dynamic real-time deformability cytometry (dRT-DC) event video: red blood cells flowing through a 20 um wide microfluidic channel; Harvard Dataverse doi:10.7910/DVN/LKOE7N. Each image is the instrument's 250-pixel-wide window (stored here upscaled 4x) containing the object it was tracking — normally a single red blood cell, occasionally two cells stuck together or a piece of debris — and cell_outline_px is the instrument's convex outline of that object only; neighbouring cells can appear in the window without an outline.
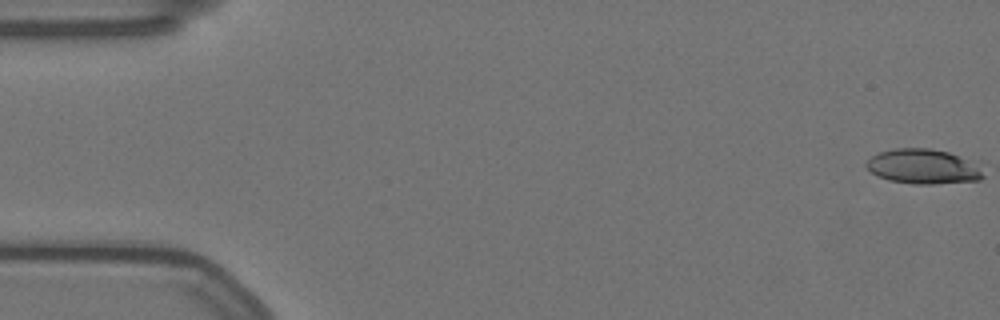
{"species": "Egyptian fruit bat (a non-hibernating species)", "species_latin": "Rousettus aegyptiacus", "temperature_condition": "warm", "stored_images_in_passage": 58, "camera_frame_rate_fps": 3000, "um_per_image_px": 0.085, "animal": {"sex": "female"}, "frame": {"image": 1, "passage_image": 1, "time_ms": 0.0, "image_size_px": [1000, 320], "cell_outline_px": [[984, 176], [980, 180], [932, 184], [916, 184], [888, 180], [876, 176], [864, 164], [872, 156], [880, 152], [892, 148], [928, 148], [948, 152], [980, 160]], "centroid_in_image_um": [78.56, 14.14], "position_along_channel_um": 6.4, "area_um2": 24.28}}
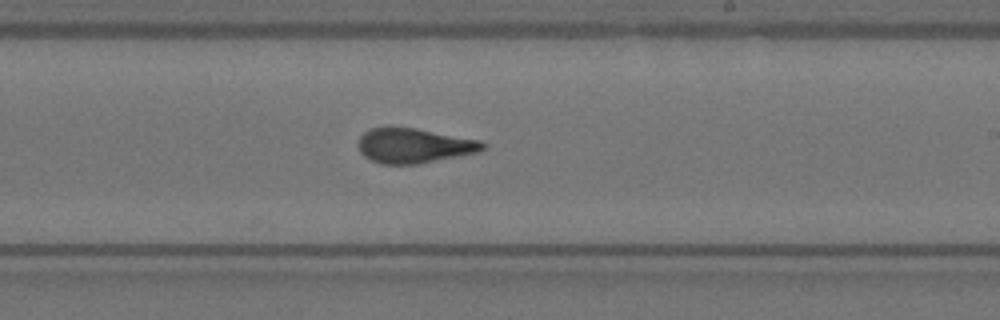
{"frame": {"image": 2, "passage_image": 34, "time_ms": 11.0, "image_size_px": [1000, 320], "cell_outline_px": [[488, 148], [476, 152], [416, 164], [380, 164], [364, 156], [360, 152], [356, 144], [360, 136], [364, 132], [372, 128], [388, 124], [392, 124], [416, 128], [480, 140]], "centroid_in_image_um": [35.11, 12.34], "position_along_channel_um": 253.9, "area_um2": 25.66}}
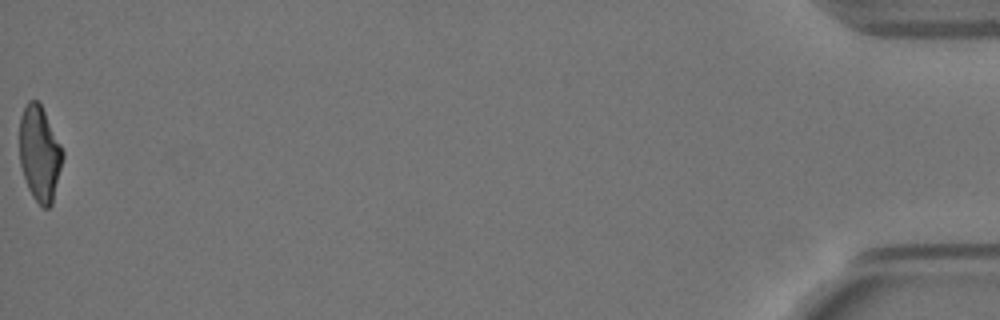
{"frame": {"image": 3, "passage_image": 58, "time_ms": 19.0, "image_size_px": [1000, 320], "cell_outline_px": [[64, 156], [52, 204], [48, 208], [44, 208], [32, 196], [28, 188], [20, 164], [20, 116], [28, 100], [36, 100], [40, 104], [64, 152]], "centroid_in_image_um": [3.37, 13.07], "position_along_channel_um": 431.8, "area_um2": 23.64}, "authors_computed_cell_mechanics": {"area_um2": 25.1141, "velocity_mm_per_s": 3.5237, "shape_relaxation_time_tau1_ms": 10.0456, "shape_relaxation_time_tau2_ms": 1.3381, "deformation_change_tau1": 0.2966, "deformation_change_tau2": 0.1004}}